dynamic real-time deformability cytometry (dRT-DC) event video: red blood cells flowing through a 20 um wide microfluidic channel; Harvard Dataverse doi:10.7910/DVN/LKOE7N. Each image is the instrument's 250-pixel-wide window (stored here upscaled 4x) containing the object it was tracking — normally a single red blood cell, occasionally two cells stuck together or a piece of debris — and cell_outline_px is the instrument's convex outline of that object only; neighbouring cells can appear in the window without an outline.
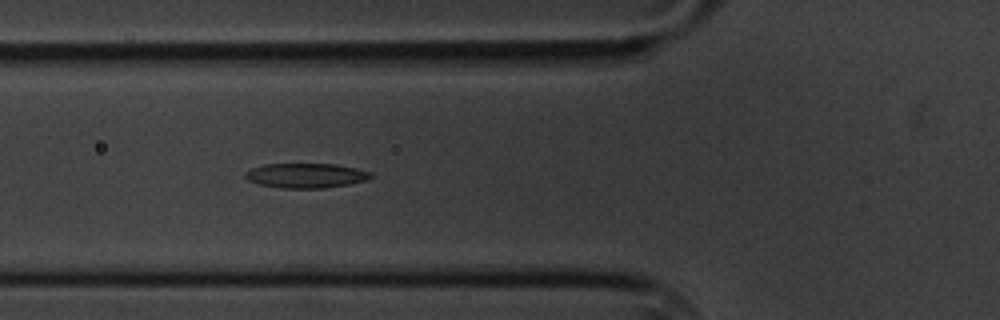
{"species": "common noctule bat (a hibernating species)", "species_latin": "Nyctalus noctula", "temperature_condition": "cold", "stored_images_in_passage": 3, "camera_frame_rate_fps": 3000, "um_per_image_px": 0.085, "animal": {"sex": "male", "body_mass_g": 20.1, "forearm_length_mm": 53.5}, "frame": {"image": 1, "passage_image": 3, "time_ms": 2.0, "image_size_px": [1000, 320], "cell_outline_px": [[372, 176], [368, 180], [348, 184], [324, 188], [280, 188], [260, 184], [248, 180], [244, 176], [244, 172], [252, 168], [264, 164], [336, 164], [356, 168], [372, 172]], "centroid_in_image_um": [26.01, 14.92], "position_along_channel_um": 99.8, "area_um2": 18.09}}